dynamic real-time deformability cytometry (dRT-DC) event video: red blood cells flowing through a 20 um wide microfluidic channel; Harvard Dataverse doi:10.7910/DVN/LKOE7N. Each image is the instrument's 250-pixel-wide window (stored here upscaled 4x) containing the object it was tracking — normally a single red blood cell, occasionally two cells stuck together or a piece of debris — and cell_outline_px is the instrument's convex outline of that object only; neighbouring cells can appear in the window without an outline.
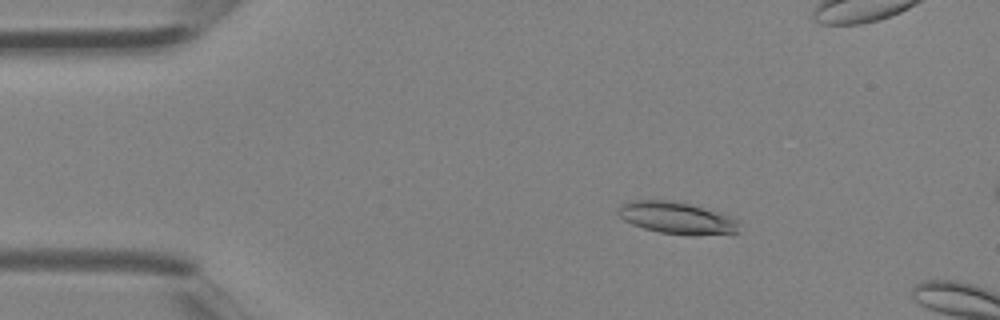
{"species": "Egyptian fruit bat (a non-hibernating species)", "species_latin": "Rousettus aegyptiacus", "temperature_condition": "room temperature", "stored_images_in_passage": 10, "camera_frame_rate_fps": 3000, "um_per_image_px": 0.085, "animal": {"sex": "female"}, "frame": {"image": 1, "passage_image": 7, "time_ms": 2.0, "image_size_px": [1000, 320], "cell_outline_px": [[740, 220], [736, 232], [688, 236], [660, 232], [644, 228], [632, 224], [624, 220], [616, 212], [616, 208], [620, 204], [632, 200], [664, 200], [688, 204], [728, 216]], "centroid_in_image_um": [57.44, 18.53], "position_along_channel_um": 27.6, "area_um2": 22.2}}